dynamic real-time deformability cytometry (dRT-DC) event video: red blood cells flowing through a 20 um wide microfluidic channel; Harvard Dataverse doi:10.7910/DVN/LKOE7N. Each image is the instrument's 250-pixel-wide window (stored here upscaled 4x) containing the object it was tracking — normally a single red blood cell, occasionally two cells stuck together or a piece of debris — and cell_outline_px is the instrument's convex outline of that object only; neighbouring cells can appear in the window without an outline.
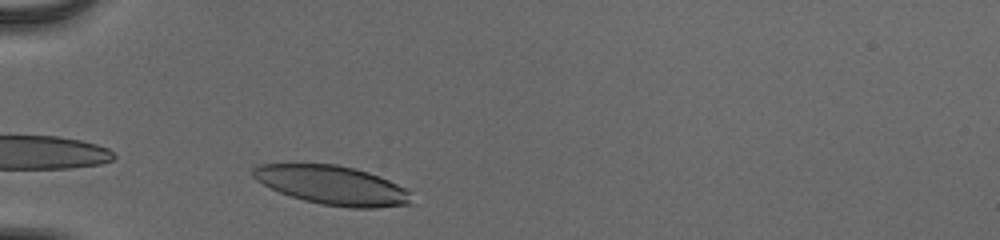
{"species": "human", "species_latin": "Homo sapiens", "temperature_condition": "cold", "stored_images_in_passage": 31, "camera_frame_rate_fps": 3000, "um_per_image_px": 0.085, "donor": {"sex": "male"}, "frame": {"image": 1, "passage_image": 3, "time_ms": 0.667, "image_size_px": [1000, 240], "cell_outline_px": [[412, 204], [380, 208], [352, 208], [320, 204], [304, 200], [280, 192], [256, 180], [252, 176], [252, 168], [260, 164], [336, 164], [368, 172], [380, 176], [412, 192]], "centroid_in_image_um": [28.29, 15.75], "position_along_channel_um": 56.7, "area_um2": 35.95}}
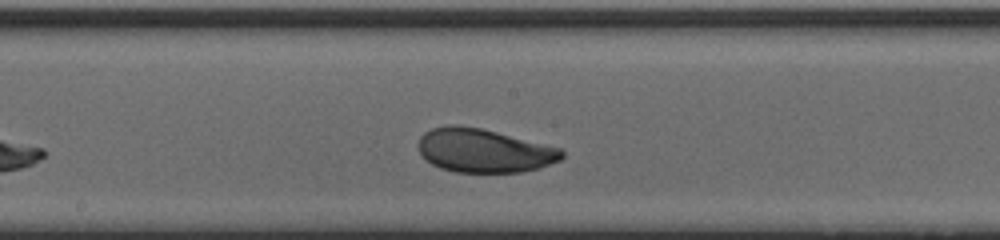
{"frame": {"image": 2, "passage_image": 16, "time_ms": 5.0, "image_size_px": [1000, 240], "cell_outline_px": [[564, 156], [560, 160], [540, 168], [520, 172], [456, 172], [440, 168], [424, 160], [420, 156], [416, 144], [420, 136], [424, 132], [432, 128], [448, 124], [456, 124], [480, 128], [560, 148], [564, 152]], "centroid_in_image_um": [41.06, 12.8], "position_along_channel_um": 207.1, "area_um2": 36.76}}
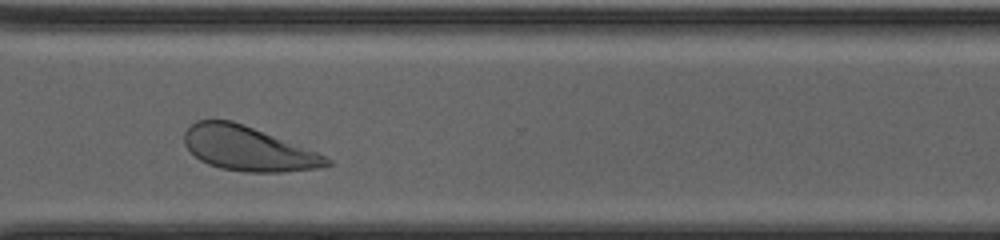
{"frame": {"image": 3, "passage_image": 27, "time_ms": 8.667, "image_size_px": [1000, 240], "cell_outline_px": [[332, 164], [316, 168], [280, 172], [244, 172], [220, 168], [208, 164], [200, 160], [184, 144], [184, 132], [196, 120], [232, 120], [316, 152], [332, 160]], "centroid_in_image_um": [21.04, 12.64], "position_along_channel_um": 349.6, "area_um2": 36.24}, "authors_computed_cell_mechanics": {"area_um2": 36.703, "velocity_mm_per_s": 3.879, "shape_relaxation_time_tau1_ms": 2.3755, "shape_relaxation_time_tau2_ms": 4.0851, "deformation_change_tau1": 0.1098, "deformation_change_tau2": 0.0838}}